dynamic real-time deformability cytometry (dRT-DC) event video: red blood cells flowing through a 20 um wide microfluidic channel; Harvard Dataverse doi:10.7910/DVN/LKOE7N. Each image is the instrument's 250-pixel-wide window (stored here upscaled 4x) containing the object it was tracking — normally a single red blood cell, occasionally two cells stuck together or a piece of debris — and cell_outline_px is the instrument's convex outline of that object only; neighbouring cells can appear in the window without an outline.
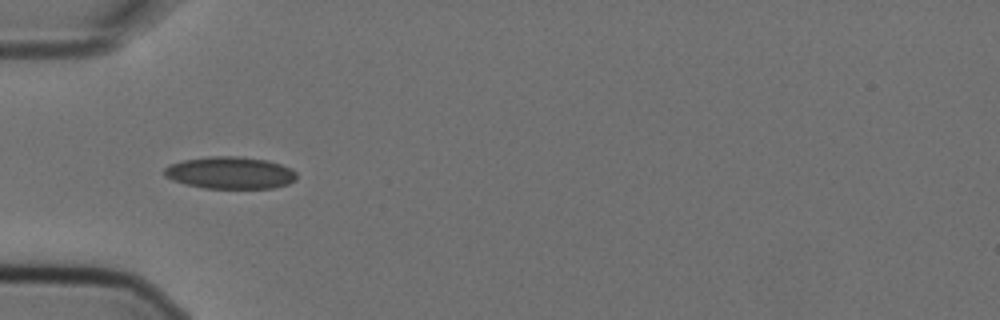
{"species": "Egyptian fruit bat (a non-hibernating species)", "species_latin": "Rousettus aegyptiacus", "temperature_condition": "cold", "stored_images_in_passage": 7, "camera_frame_rate_fps": 3000, "um_per_image_px": 0.085, "animal": {"sex": "female"}, "frame": {"image": 1, "passage_image": 1, "time_ms": 0.0, "image_size_px": [1000, 320], "cell_outline_px": [[296, 180], [288, 184], [272, 188], [204, 188], [184, 184], [172, 180], [164, 176], [164, 168], [168, 164], [184, 160], [208, 156], [240, 156], [268, 160], [292, 168], [296, 172]], "centroid_in_image_um": [19.55, 14.68], "position_along_channel_um": 65.4, "area_um2": 25.03}}
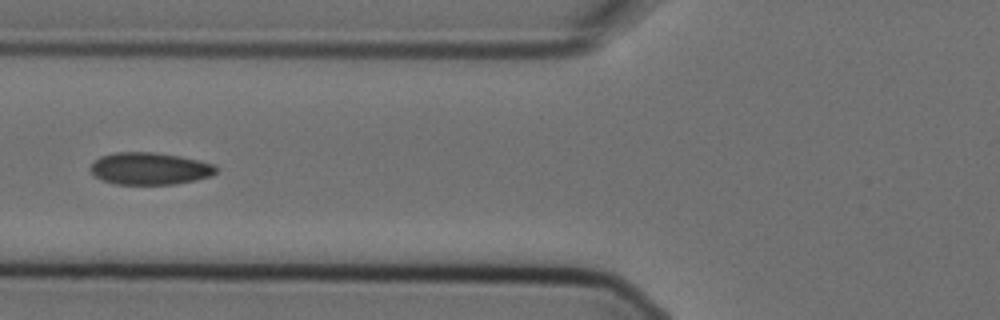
{"frame": {"image": 2, "passage_image": 2, "time_ms": 0.333, "image_size_px": [1000, 320], "cell_outline_px": [[216, 172], [212, 176], [196, 180], [176, 184], [116, 184], [104, 180], [96, 176], [88, 168], [100, 156], [116, 152], [156, 152], [180, 156], [216, 164]], "centroid_in_image_um": [12.76, 14.32], "position_along_channel_um": 113.0, "area_um2": 23.58}}
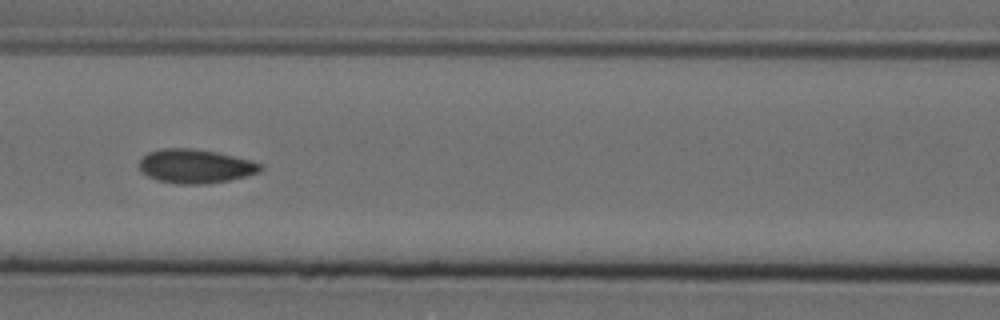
{"frame": {"image": 3, "passage_image": 3, "time_ms": 0.667, "image_size_px": [1000, 320], "cell_outline_px": [[260, 172], [228, 180], [204, 184], [176, 184], [156, 180], [140, 172], [140, 160], [148, 152], [160, 148], [192, 148], [216, 152], [248, 160], [260, 164]], "centroid_in_image_um": [16.53, 14.13], "position_along_channel_um": 150.1, "area_um2": 23.76}}